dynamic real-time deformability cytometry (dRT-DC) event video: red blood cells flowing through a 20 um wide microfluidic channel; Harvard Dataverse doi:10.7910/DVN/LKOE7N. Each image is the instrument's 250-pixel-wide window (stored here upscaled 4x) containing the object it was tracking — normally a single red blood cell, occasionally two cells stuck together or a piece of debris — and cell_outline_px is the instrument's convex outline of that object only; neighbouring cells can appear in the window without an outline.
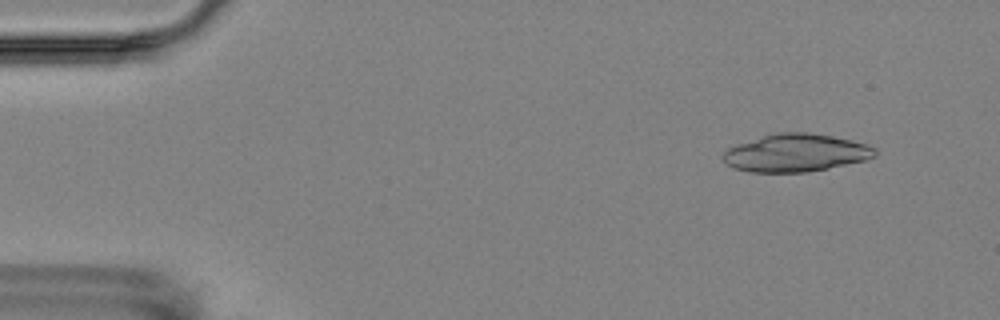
{"species": "Egyptian fruit bat (a non-hibernating species)", "species_latin": "Rousettus aegyptiacus", "temperature_condition": "room temperature", "stored_images_in_passage": 3, "camera_frame_rate_fps": 3000, "um_per_image_px": 0.085, "animal": {"sex": "female"}, "frame": {"image": 1, "passage_image": 1, "time_ms": 0.0, "image_size_px": [1000, 320], "cell_outline_px": [[876, 156], [864, 160], [828, 168], [808, 172], [748, 172], [736, 168], [728, 164], [720, 156], [728, 148], [736, 144], [776, 132], [808, 132], [832, 136], [852, 140], [876, 148]], "centroid_in_image_um": [67.62, 12.99], "position_along_channel_um": 17.4, "area_um2": 33.29}}